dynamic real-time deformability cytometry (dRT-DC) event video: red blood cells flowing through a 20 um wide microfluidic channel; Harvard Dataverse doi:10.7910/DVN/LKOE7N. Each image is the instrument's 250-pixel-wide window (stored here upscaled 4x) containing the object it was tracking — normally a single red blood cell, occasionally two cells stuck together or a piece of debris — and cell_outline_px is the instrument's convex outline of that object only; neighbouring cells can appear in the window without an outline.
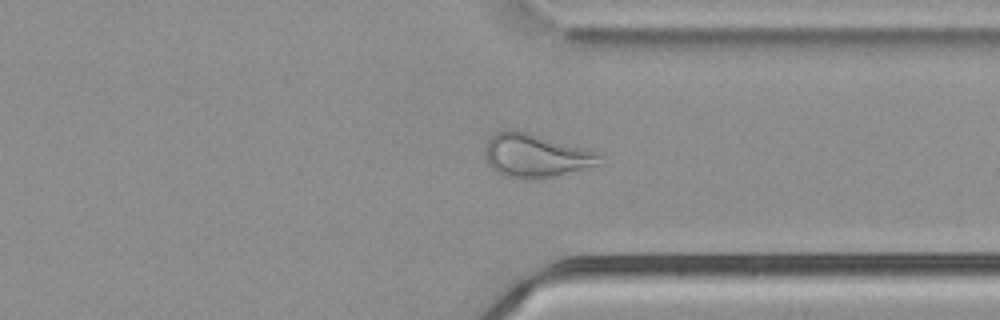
{"species": "common noctule bat (a hibernating species)", "species_latin": "Nyctalus noctula", "temperature_condition": "cold", "stored_images_in_passage": 47, "camera_frame_rate_fps": 3000, "um_per_image_px": 0.085, "animal": {"sex": "male", "body_mass_g": 21.5, "forearm_length_mm": 52.0}, "frame": {"image": 1, "passage_image": 34, "time_ms": 11.0, "image_size_px": [1000, 320], "cell_outline_px": [[604, 164], [536, 180], [504, 176], [496, 172], [488, 164], [484, 156], [484, 148], [488, 140], [496, 132], [504, 128], [516, 128], [592, 152]], "centroid_in_image_um": [45.41, 13.22], "position_along_channel_um": 366.0, "area_um2": 28.84}}